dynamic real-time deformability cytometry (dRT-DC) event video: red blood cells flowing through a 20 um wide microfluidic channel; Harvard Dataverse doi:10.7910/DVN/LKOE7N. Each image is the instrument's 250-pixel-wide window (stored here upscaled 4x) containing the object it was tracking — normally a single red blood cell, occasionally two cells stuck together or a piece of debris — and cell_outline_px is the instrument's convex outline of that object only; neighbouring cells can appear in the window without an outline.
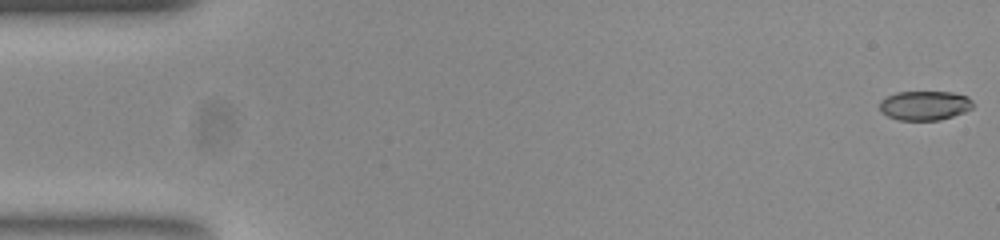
{"species": "common noctule bat (a hibernating species)", "species_latin": "Nyctalus noctula", "temperature_condition": "room temperature", "stored_images_in_passage": 54, "camera_frame_rate_fps": 3000, "um_per_image_px": 0.085, "animal": {"sex": "female", "body_mass_g": 23.0, "forearm_length_mm": 53.4}, "frame": {"image": 1, "passage_image": 1, "time_ms": 0.0, "image_size_px": [1000, 240], "cell_outline_px": [[972, 108], [964, 112], [940, 120], [900, 120], [888, 116], [880, 108], [880, 100], [896, 92], [952, 92], [968, 96], [972, 100]], "centroid_in_image_um": [78.62, 8.96], "position_along_channel_um": 6.4, "area_um2": 15.84}}
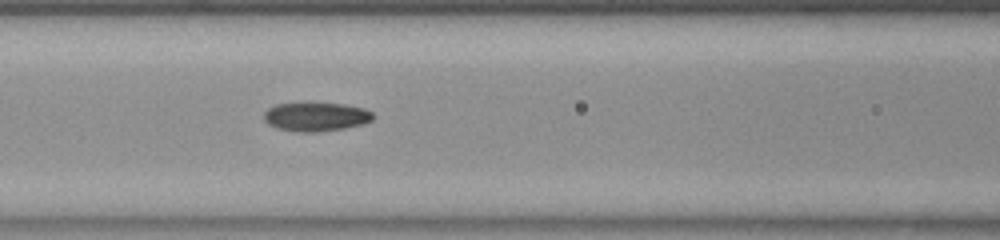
{"frame": {"image": 2, "passage_image": 23, "time_ms": 7.333, "image_size_px": [1000, 240], "cell_outline_px": [[376, 116], [372, 120], [364, 124], [344, 128], [316, 132], [300, 132], [276, 128], [268, 124], [264, 120], [264, 112], [268, 108], [276, 104], [344, 104], [364, 108], [372, 112]], "centroid_in_image_um": [26.88, 9.94], "position_along_channel_um": 139.7, "area_um2": 18.21}}
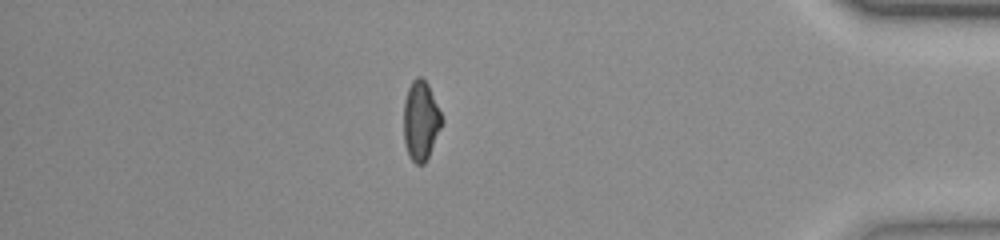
{"frame": {"image": 3, "passage_image": 47, "time_ms": 15.333, "image_size_px": [1000, 240], "cell_outline_px": [[444, 120], [428, 156], [424, 164], [416, 164], [408, 156], [404, 144], [404, 100], [408, 88], [412, 80], [416, 76], [420, 76], [428, 84]], "centroid_in_image_um": [35.75, 10.25], "position_along_channel_um": 399.4, "area_um2": 17.63}, "authors_computed_cell_mechanics": {"area_um2": 17.9469, "velocity_mm_per_s": 3.7714, "shape_relaxation_time_tau1_ms": 6.3807, "shape_relaxation_time_tau2_ms": 1.3345, "deformation_change_tau1": 0.1926, "deformation_change_tau2": 0.0649}}